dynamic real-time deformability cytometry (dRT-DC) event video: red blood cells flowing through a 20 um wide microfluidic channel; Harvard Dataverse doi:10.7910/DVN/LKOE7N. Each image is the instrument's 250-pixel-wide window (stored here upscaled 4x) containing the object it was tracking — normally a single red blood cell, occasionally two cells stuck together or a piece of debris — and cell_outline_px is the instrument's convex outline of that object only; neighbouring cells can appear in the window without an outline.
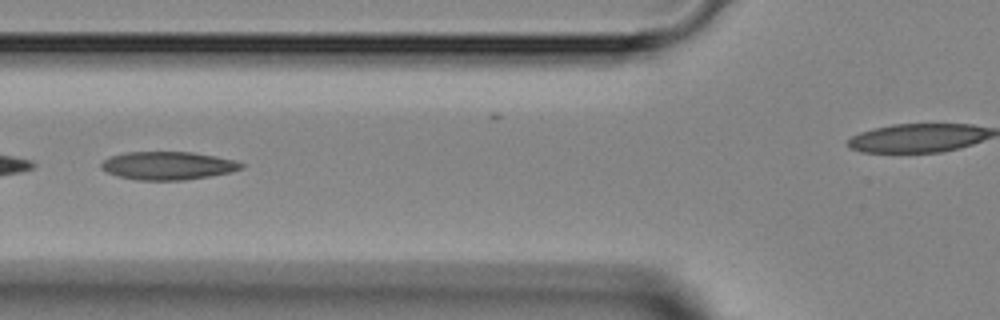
{"species": "Egyptian fruit bat (a non-hibernating species)", "species_latin": "Rousettus aegyptiacus", "temperature_condition": "room temperature", "stored_images_in_passage": 7, "segment_of_instrument_passage": [1, 2], "camera_frame_rate_fps": 3000, "um_per_image_px": 0.085, "animal": {"sex": "female"}, "frame": {"image": 1, "passage_image": 5, "time_ms": 5.0, "image_size_px": [1000, 320], "cell_outline_px": [[244, 168], [232, 172], [184, 180], [136, 180], [120, 176], [108, 172], [100, 168], [100, 164], [104, 160], [112, 156], [128, 152], [192, 152], [216, 156], [236, 160], [244, 164]], "centroid_in_image_um": [14.31, 14.08], "position_along_channel_um": 111.5, "area_um2": 22.89}}
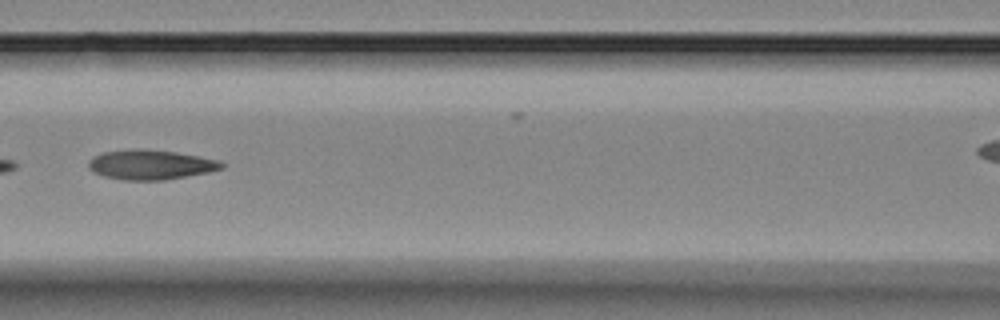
{"frame": {"image": 2, "passage_image": 6, "time_ms": 6.0, "image_size_px": [1000, 320], "cell_outline_px": [[224, 168], [208, 172], [164, 180], [124, 180], [104, 176], [88, 168], [88, 160], [92, 156], [104, 152], [140, 148], [176, 152], [220, 160], [224, 164]], "centroid_in_image_um": [12.8, 13.99], "position_along_channel_um": 153.8, "area_um2": 23.0}}